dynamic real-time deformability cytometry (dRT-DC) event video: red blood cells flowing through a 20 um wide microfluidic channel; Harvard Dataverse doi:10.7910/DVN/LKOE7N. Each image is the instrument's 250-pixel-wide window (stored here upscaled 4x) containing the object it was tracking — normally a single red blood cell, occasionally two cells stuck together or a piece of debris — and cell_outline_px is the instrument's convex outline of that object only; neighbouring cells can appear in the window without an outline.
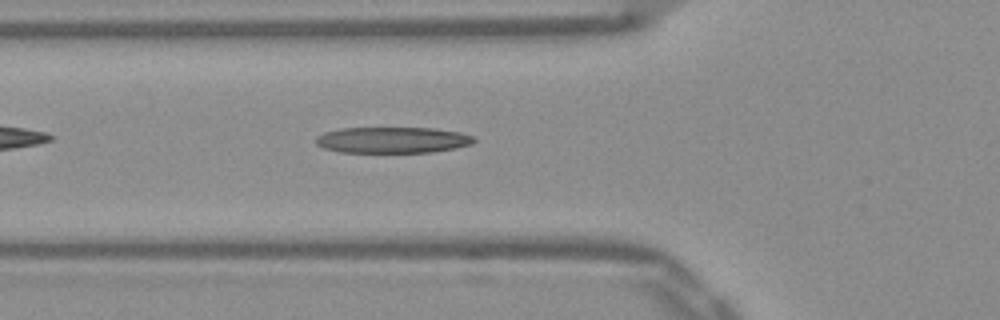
{"species": "Egyptian fruit bat (a non-hibernating species)", "species_latin": "Rousettus aegyptiacus", "temperature_condition": "warm", "stored_images_in_passage": 36, "camera_frame_rate_fps": 3000, "um_per_image_px": 0.085, "frame": {"image": 1, "passage_image": 6, "time_ms": 1.667, "image_size_px": [1000, 320], "cell_outline_px": [[476, 140], [472, 144], [456, 148], [432, 152], [340, 152], [324, 148], [316, 144], [316, 136], [324, 132], [340, 128], [432, 128], [460, 132], [472, 136]], "centroid_in_image_um": [33.36, 11.9], "position_along_channel_um": 92.4, "area_um2": 24.04}}
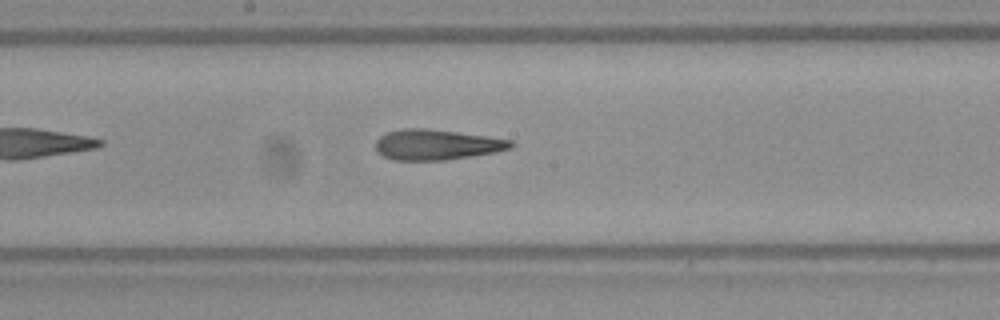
{"frame": {"image": 2, "passage_image": 15, "time_ms": 4.667, "image_size_px": [1000, 320], "cell_outline_px": [[516, 144], [512, 148], [496, 152], [444, 160], [392, 160], [376, 152], [376, 140], [380, 136], [388, 132], [400, 128], [424, 128], [488, 136], [512, 140]], "centroid_in_image_um": [37.12, 12.29], "position_along_channel_um": 211.1, "area_um2": 24.04}}
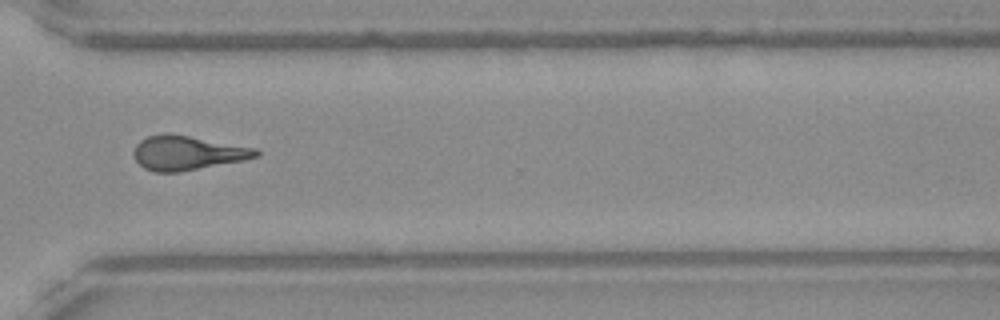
{"frame": {"image": 3, "passage_image": 26, "time_ms": 8.333, "image_size_px": [1000, 320], "cell_outline_px": [[260, 156], [244, 160], [180, 172], [156, 172], [144, 168], [136, 160], [132, 152], [136, 144], [140, 140], [148, 136], [164, 132], [168, 132], [256, 148], [260, 152]], "centroid_in_image_um": [15.91, 12.99], "position_along_channel_um": 354.7, "area_um2": 24.57}, "authors_computed_cell_mechanics": {"area_um2": 24.1893, "velocity_mm_per_s": 3.9211, "shape_relaxation_time_tau1_ms": 8.709, "shape_relaxation_time_tau2_ms": 2.1427, "deformation_change_tau1": 0.2748, "deformation_change_tau2": 0.1402}}